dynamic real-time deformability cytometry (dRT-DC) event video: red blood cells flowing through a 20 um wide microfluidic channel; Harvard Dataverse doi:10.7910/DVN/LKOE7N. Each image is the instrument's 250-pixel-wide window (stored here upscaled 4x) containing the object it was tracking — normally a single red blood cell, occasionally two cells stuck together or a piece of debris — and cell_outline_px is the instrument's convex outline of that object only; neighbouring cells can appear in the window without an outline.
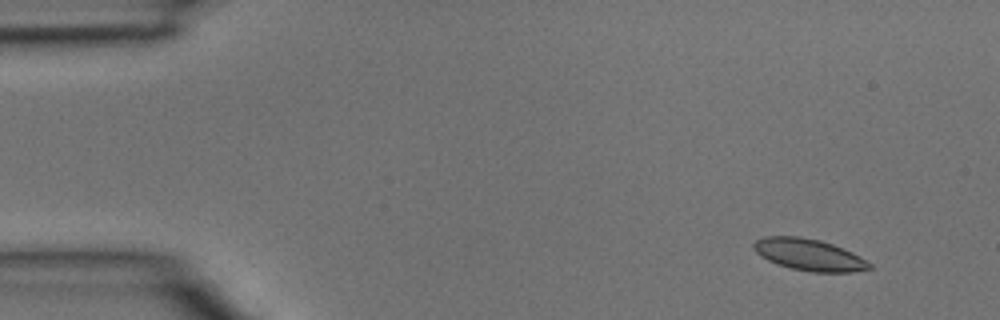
{"species": "common noctule bat (a hibernating species)", "species_latin": "Nyctalus noctula", "temperature_condition": "room temperature", "stored_images_in_passage": 4, "camera_frame_rate_fps": 3000, "um_per_image_px": 0.085, "animal": {"sex": "male", "body_mass_g": 15.6}, "frame": {"image": 1, "passage_image": 1, "time_ms": 0.0, "image_size_px": [1000, 320], "cell_outline_px": [[872, 268], [852, 272], [812, 272], [792, 268], [768, 260], [760, 256], [752, 248], [752, 244], [756, 240], [764, 236], [800, 236], [820, 240], [832, 244], [852, 252], [860, 256], [872, 264]], "centroid_in_image_um": [68.76, 21.64], "position_along_channel_um": 16.2, "area_um2": 21.33}}